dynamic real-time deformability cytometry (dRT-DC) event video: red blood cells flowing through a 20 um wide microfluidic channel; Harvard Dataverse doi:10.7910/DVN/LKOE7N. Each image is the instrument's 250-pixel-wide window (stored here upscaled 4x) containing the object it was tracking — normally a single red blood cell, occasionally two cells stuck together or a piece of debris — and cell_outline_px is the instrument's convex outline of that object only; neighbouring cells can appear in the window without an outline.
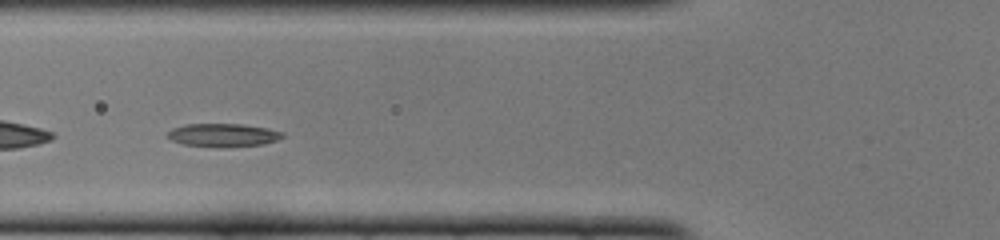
{"species": "common noctule bat (a hibernating species)", "species_latin": "Nyctalus noctula", "temperature_condition": "cold", "stored_images_in_passage": 45, "segment_of_instrument_passage": [2, 2], "camera_frame_rate_fps": 3000, "um_per_image_px": 0.085, "animal": {"sex": "female", "body_mass_g": 22.0, "forearm_length_mm": 56.7}, "frame": {"image": 1, "passage_image": 12, "time_ms": 3.667, "image_size_px": [1000, 240], "cell_outline_px": [[284, 136], [276, 140], [264, 144], [228, 148], [216, 148], [184, 144], [172, 140], [164, 136], [172, 128], [184, 124], [240, 124], [268, 128], [284, 132]], "centroid_in_image_um": [18.95, 11.5], "position_along_channel_um": 106.9, "area_um2": 15.9}}
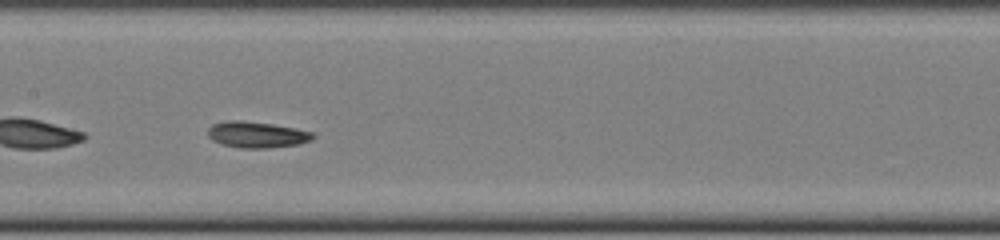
{"frame": {"image": 2, "passage_image": 18, "time_ms": 5.667, "image_size_px": [1000, 240], "cell_outline_px": [[316, 136], [312, 140], [300, 144], [268, 148], [240, 148], [220, 144], [212, 140], [208, 136], [208, 128], [212, 124], [228, 120], [240, 120], [272, 124], [312, 132]], "centroid_in_image_um": [21.8, 11.45], "position_along_channel_um": 185.6, "area_um2": 16.07}}
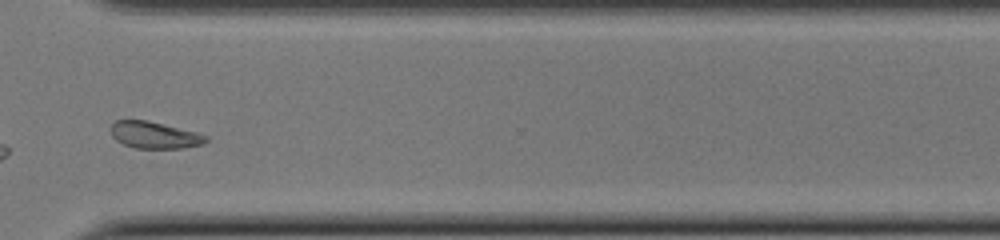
{"frame": {"image": 3, "passage_image": 31, "time_ms": 10.0, "image_size_px": [1000, 240], "cell_outline_px": [[208, 140], [204, 144], [184, 148], [136, 148], [124, 144], [116, 140], [112, 136], [112, 124], [116, 120], [148, 120], [196, 132], [208, 136]], "centroid_in_image_um": [13.16, 11.48], "position_along_channel_um": 357.4, "area_um2": 14.8}}